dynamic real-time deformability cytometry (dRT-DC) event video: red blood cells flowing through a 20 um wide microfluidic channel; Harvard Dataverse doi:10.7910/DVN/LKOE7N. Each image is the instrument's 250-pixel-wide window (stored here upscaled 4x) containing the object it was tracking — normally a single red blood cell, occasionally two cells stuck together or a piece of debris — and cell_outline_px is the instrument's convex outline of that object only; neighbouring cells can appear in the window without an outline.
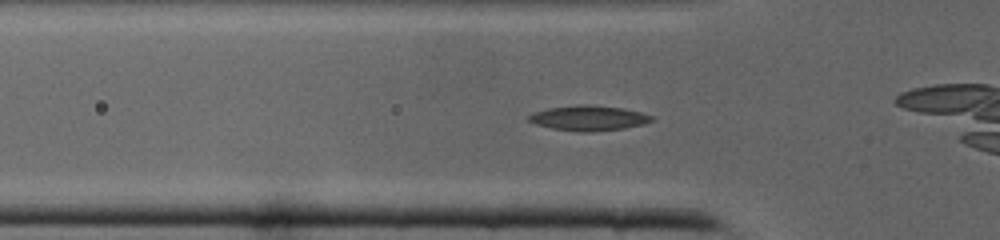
{"species": "common noctule bat (a hibernating species)", "species_latin": "Nyctalus noctula", "temperature_condition": "cold", "stored_images_in_passage": 35, "camera_frame_rate_fps": 3000, "um_per_image_px": 0.085, "animal": {"sex": "male", "body_mass_g": 19.0, "forearm_length_mm": 50.8}, "frame": {"image": 1, "passage_image": 6, "time_ms": 1.667, "image_size_px": [1000, 240], "cell_outline_px": [[652, 120], [644, 124], [624, 128], [592, 132], [580, 132], [552, 128], [536, 124], [528, 120], [528, 116], [536, 112], [548, 108], [580, 104], [588, 104], [624, 108], [640, 112], [652, 116]], "centroid_in_image_um": [50.04, 10.03], "position_along_channel_um": 75.8, "area_um2": 17.86}}